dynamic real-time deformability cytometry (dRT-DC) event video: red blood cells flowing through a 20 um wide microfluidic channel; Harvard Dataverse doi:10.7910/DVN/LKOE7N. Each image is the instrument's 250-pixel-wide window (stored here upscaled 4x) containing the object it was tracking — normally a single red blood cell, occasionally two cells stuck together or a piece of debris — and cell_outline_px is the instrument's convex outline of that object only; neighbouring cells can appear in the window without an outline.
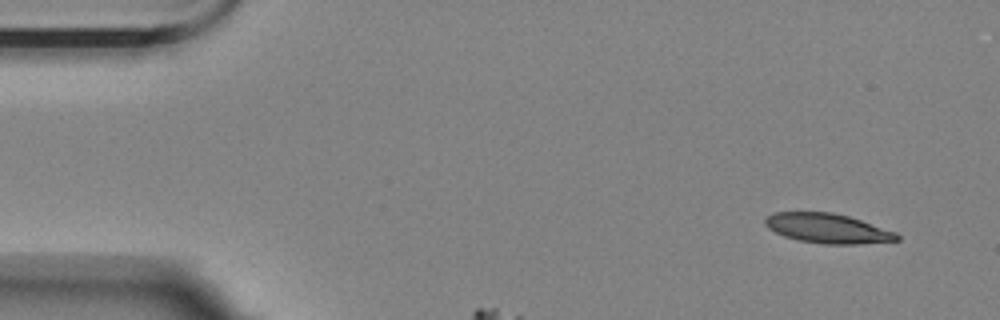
{"species": "Egyptian fruit bat (a non-hibernating species)", "species_latin": "Rousettus aegyptiacus", "temperature_condition": "room temperature", "stored_images_in_passage": 3, "camera_frame_rate_fps": 3000, "um_per_image_px": 0.085, "animal": {"sex": "female"}, "frame": {"image": 1, "passage_image": 1, "time_ms": 0.0, "image_size_px": [1000, 320], "cell_outline_px": [[900, 240], [860, 244], [824, 244], [800, 240], [784, 236], [768, 228], [764, 224], [764, 220], [772, 212], [832, 212], [848, 216], [896, 232], [900, 236]], "centroid_in_image_um": [70.35, 19.41], "position_along_channel_um": 14.7, "area_um2": 22.66}}